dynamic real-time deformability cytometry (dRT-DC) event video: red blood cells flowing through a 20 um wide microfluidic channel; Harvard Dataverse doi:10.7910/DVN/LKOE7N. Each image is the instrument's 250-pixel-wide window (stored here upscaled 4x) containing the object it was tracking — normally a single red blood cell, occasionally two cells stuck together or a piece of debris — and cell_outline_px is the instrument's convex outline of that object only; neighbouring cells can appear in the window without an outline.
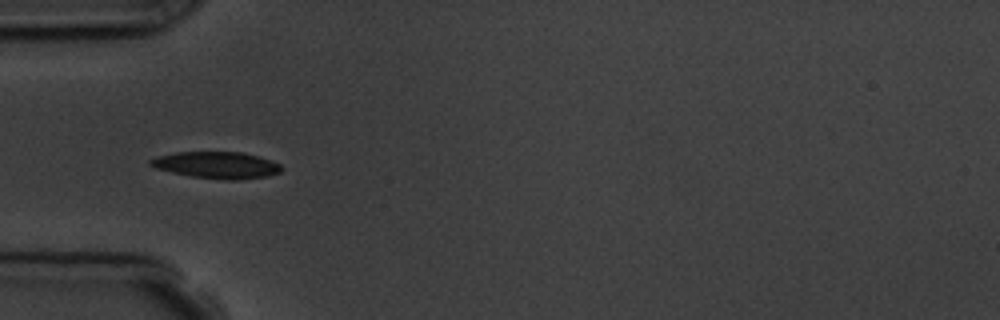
{"species": "common noctule bat (a hibernating species)", "species_latin": "Nyctalus noctula", "temperature_condition": "room temperature", "stored_images_in_passage": 6, "camera_frame_rate_fps": 3000, "um_per_image_px": 0.085, "animal": {"sex": "male", "body_mass_g": 19.5, "forearm_length_mm": 54.6}, "frame": {"image": 1, "passage_image": 3, "time_ms": 2.333, "image_size_px": [1000, 320], "cell_outline_px": [[284, 168], [280, 172], [268, 176], [240, 180], [228, 180], [192, 176], [172, 172], [156, 168], [148, 164], [148, 160], [156, 156], [176, 152], [240, 152], [256, 156], [280, 164]], "centroid_in_image_um": [18.4, 14.03], "position_along_channel_um": 66.6, "area_um2": 20.29}}